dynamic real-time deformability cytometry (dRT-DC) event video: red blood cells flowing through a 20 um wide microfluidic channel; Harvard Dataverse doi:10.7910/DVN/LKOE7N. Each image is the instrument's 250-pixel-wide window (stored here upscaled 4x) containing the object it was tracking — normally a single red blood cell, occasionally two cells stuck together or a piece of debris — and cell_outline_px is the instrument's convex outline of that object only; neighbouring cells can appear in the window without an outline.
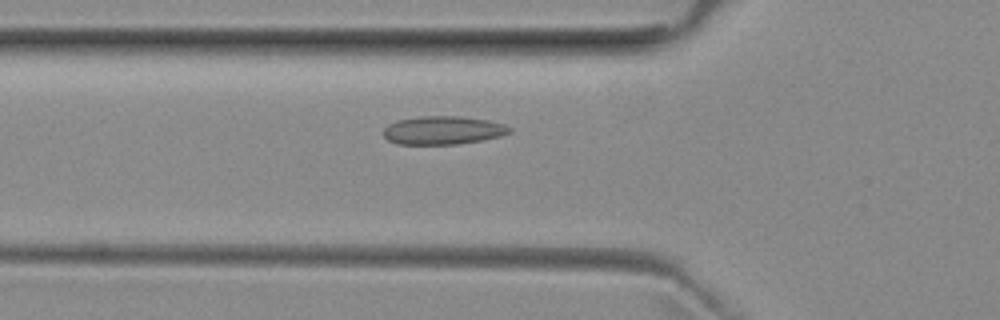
{"species": "common noctule bat (a hibernating species)", "species_latin": "Nyctalus noctula", "temperature_condition": "room temperature", "stored_images_in_passage": 49, "camera_frame_rate_fps": 3000, "um_per_image_px": 0.085, "animal": {"sex": "female", "body_mass_g": 29.2, "forearm_length_mm": 56.3}, "frame": {"image": 1, "passage_image": 15, "time_ms": 4.667, "image_size_px": [1000, 320], "cell_outline_px": [[512, 132], [500, 136], [480, 140], [456, 144], [400, 144], [388, 140], [384, 136], [384, 128], [388, 124], [396, 120], [420, 116], [460, 116], [488, 120], [504, 124], [512, 128]], "centroid_in_image_um": [37.65, 11.06], "position_along_channel_um": 88.1, "area_um2": 20.81}}
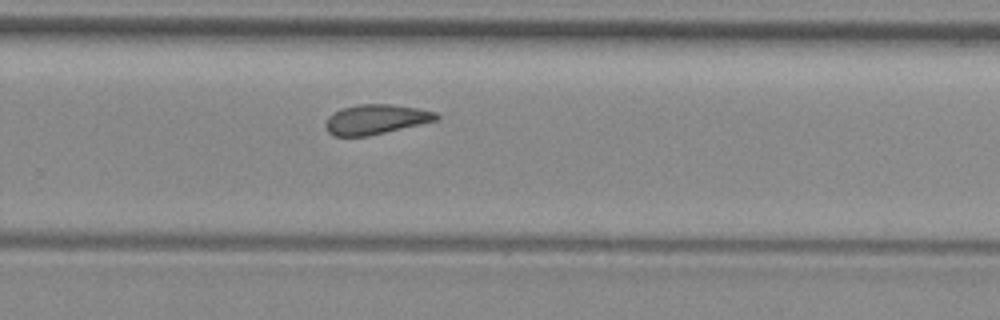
{"frame": {"image": 2, "passage_image": 31, "time_ms": 10.0, "image_size_px": [1000, 320], "cell_outline_px": [[440, 116], [436, 120], [420, 124], [368, 136], [332, 136], [328, 132], [324, 124], [328, 116], [340, 108], [360, 104], [388, 104], [420, 108], [436, 112]], "centroid_in_image_um": [31.91, 10.14], "position_along_channel_um": 297.9, "area_um2": 19.25}}
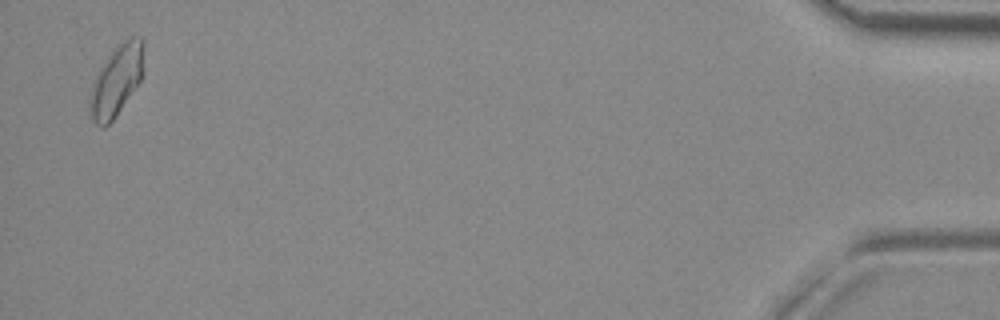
{"frame": {"image": 3, "passage_image": 48, "time_ms": 15.667, "image_size_px": [1000, 320], "cell_outline_px": [[144, 44], [140, 80], [112, 120], [104, 128], [100, 128], [92, 120], [88, 104], [88, 100], [92, 84], [100, 68], [112, 48], [128, 36], [140, 36], [144, 40]], "centroid_in_image_um": [9.86, 6.81], "position_along_channel_um": 425.3, "area_um2": 22.14}, "authors_computed_cell_mechanics": {"area_um2": 19.8254, "velocity_mm_per_s": 3.9302, "shape_relaxation_time_tau1_ms": null, "shape_relaxation_time_tau2_ms": 2.1907, "deformation_change_tau1": null, "deformation_change_tau2": 0.0809}}